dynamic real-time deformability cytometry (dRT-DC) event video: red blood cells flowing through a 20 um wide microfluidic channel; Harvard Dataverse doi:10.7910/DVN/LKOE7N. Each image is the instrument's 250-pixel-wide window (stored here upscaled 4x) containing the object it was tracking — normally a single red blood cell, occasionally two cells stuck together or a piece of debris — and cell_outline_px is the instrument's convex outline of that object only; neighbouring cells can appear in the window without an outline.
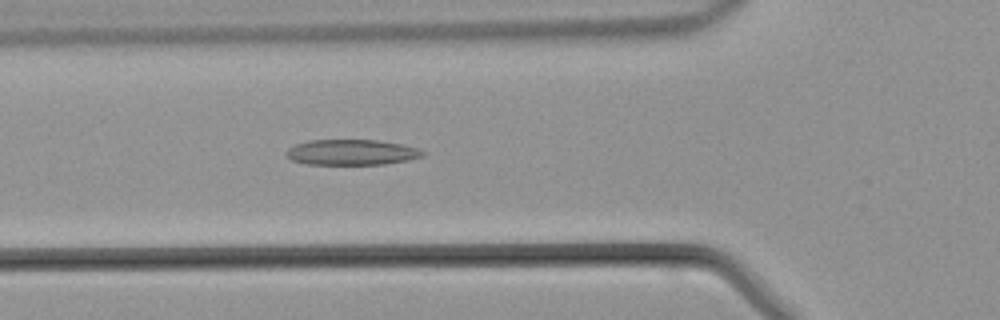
{"species": "common noctule bat (a hibernating species)", "species_latin": "Nyctalus noctula", "temperature_condition": "warm", "stored_images_in_passage": 23, "camera_frame_rate_fps": 3000, "um_per_image_px": 0.085, "animal": {"sex": "male", "body_mass_g": 21.5, "forearm_length_mm": 52.0}, "frame": {"image": 1, "passage_image": 7, "time_ms": 2.0, "image_size_px": [1000, 320], "cell_outline_px": [[428, 152], [424, 156], [408, 160], [384, 164], [308, 164], [292, 160], [284, 156], [284, 152], [288, 148], [296, 144], [308, 140], [376, 140], [404, 144]], "centroid_in_image_um": [29.89, 12.94], "position_along_channel_um": 95.9, "area_um2": 20.46}}
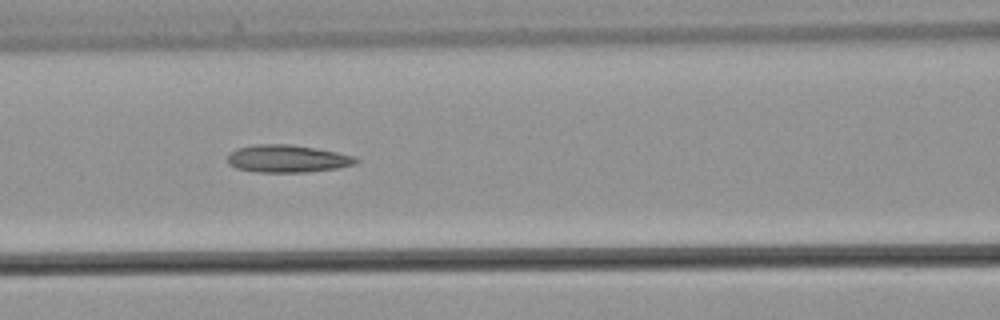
{"frame": {"image": 2, "passage_image": 10, "time_ms": 3.0, "image_size_px": [1000, 320], "cell_outline_px": [[360, 160], [356, 164], [336, 168], [308, 172], [256, 172], [236, 168], [228, 164], [228, 156], [236, 148], [256, 144], [292, 144], [316, 148], [336, 152], [352, 156]], "centroid_in_image_um": [24.41, 13.49], "position_along_channel_um": 142.2, "area_um2": 20.58}}